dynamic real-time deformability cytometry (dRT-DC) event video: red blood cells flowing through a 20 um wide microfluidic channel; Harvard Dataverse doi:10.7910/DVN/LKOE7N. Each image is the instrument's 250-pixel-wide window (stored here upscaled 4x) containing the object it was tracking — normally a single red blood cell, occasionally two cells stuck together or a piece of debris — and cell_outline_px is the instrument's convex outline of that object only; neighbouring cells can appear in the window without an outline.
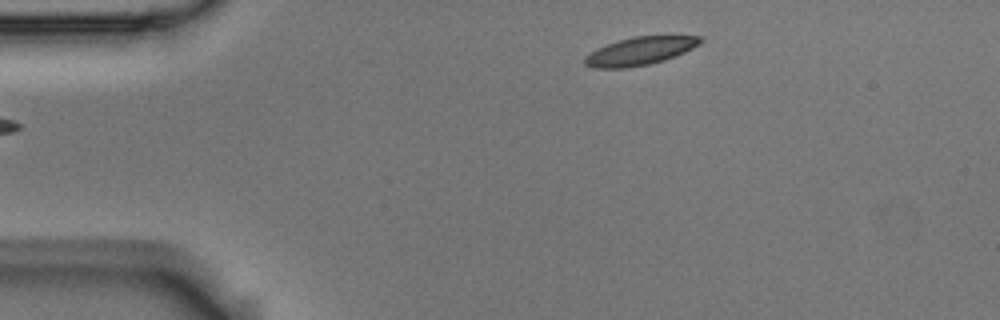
{"species": "Egyptian fruit bat (a non-hibernating species)", "species_latin": "Rousettus aegyptiacus", "temperature_condition": "room temperature", "stored_images_in_passage": 3, "camera_frame_rate_fps": 3000, "um_per_image_px": 0.085, "animal": {"sex": "male"}, "frame": {"image": 1, "passage_image": 1, "time_ms": 0.0, "image_size_px": [1000, 320], "cell_outline_px": [[704, 40], [700, 44], [684, 52], [664, 60], [648, 64], [628, 68], [596, 68], [584, 64], [584, 56], [588, 52], [596, 48], [632, 36], [700, 36]], "centroid_in_image_um": [54.37, 4.34], "position_along_channel_um": 30.6, "area_um2": 18.84}}
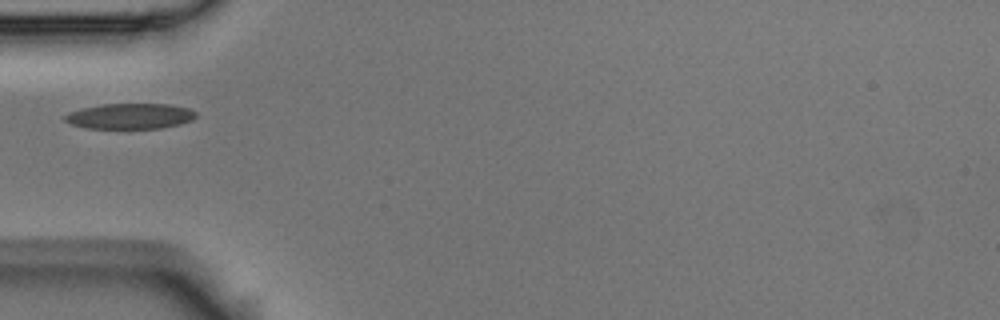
{"frame": {"image": 2, "passage_image": 3, "time_ms": 0.667, "image_size_px": [1000, 320], "cell_outline_px": [[196, 116], [192, 120], [180, 124], [160, 128], [84, 128], [72, 124], [64, 120], [64, 116], [68, 112], [84, 108], [104, 104], [168, 104], [188, 108], [196, 112]], "centroid_in_image_um": [11.06, 9.87], "position_along_channel_um": 73.9, "area_um2": 19.36}}